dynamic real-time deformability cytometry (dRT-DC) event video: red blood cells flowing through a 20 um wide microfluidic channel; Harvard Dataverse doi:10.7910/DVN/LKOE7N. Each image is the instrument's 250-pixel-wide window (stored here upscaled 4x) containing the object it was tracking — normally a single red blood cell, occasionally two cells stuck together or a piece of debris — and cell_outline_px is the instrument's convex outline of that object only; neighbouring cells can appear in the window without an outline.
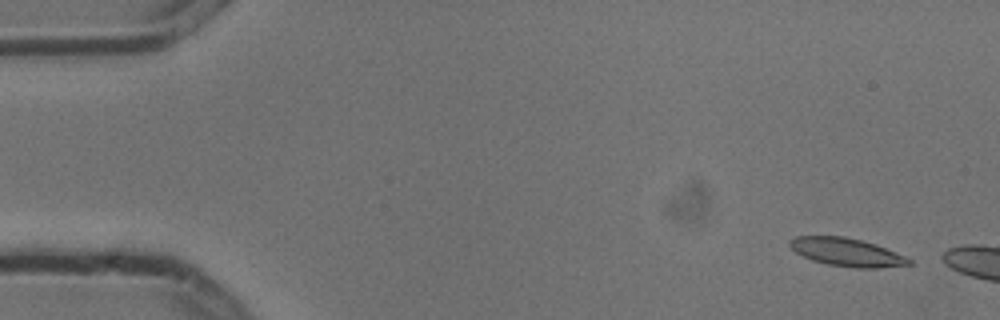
{"species": "common noctule bat (a hibernating species)", "species_latin": "Nyctalus noctula", "temperature_condition": "cold", "stored_images_in_passage": 3, "camera_frame_rate_fps": 3000, "um_per_image_px": 0.085, "animal": {"sex": "male", "body_mass_g": 13.3}, "frame": {"image": 1, "passage_image": 1, "time_ms": 0.0, "image_size_px": [1000, 320], "cell_outline_px": [[916, 264], [876, 268], [856, 268], [828, 264], [812, 260], [796, 252], [788, 244], [788, 240], [796, 236], [844, 236], [876, 244], [904, 256], [912, 260]], "centroid_in_image_um": [71.99, 21.43], "position_along_channel_um": 13.0, "area_um2": 19.48}}